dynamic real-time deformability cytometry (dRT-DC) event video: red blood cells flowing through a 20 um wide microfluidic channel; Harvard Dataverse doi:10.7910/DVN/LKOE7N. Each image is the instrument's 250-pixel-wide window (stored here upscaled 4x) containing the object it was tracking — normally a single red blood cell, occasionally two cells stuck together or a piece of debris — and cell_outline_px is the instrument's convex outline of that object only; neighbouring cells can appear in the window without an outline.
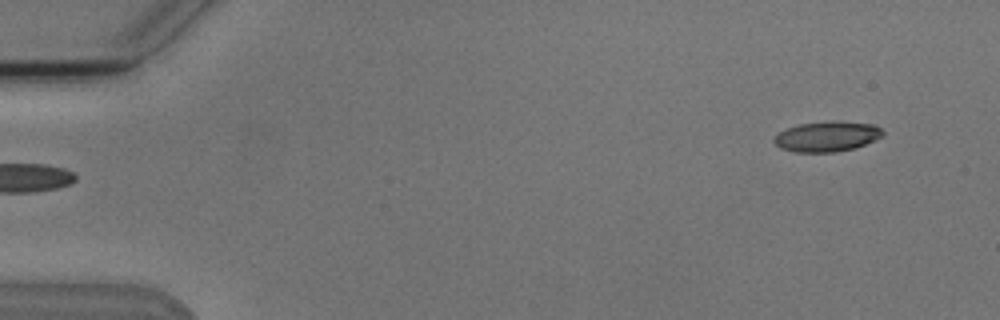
{"species": "Egyptian fruit bat (a non-hibernating species)", "species_latin": "Rousettus aegyptiacus", "temperature_condition": "cold", "stored_images_in_passage": 4, "segment_of_instrument_passage": [2, 2], "camera_frame_rate_fps": 3000, "um_per_image_px": 0.085, "animal": {"sex": "male"}, "frame": {"image": 1, "passage_image": 4, "time_ms": 3.333, "image_size_px": [1000, 320], "cell_outline_px": [[884, 132], [880, 136], [856, 148], [836, 152], [796, 152], [780, 148], [772, 140], [780, 132], [788, 128], [800, 124], [832, 120], [836, 120], [872, 124], [880, 128]], "centroid_in_image_um": [70.28, 11.59], "position_along_channel_um": 14.7, "area_um2": 19.02}}